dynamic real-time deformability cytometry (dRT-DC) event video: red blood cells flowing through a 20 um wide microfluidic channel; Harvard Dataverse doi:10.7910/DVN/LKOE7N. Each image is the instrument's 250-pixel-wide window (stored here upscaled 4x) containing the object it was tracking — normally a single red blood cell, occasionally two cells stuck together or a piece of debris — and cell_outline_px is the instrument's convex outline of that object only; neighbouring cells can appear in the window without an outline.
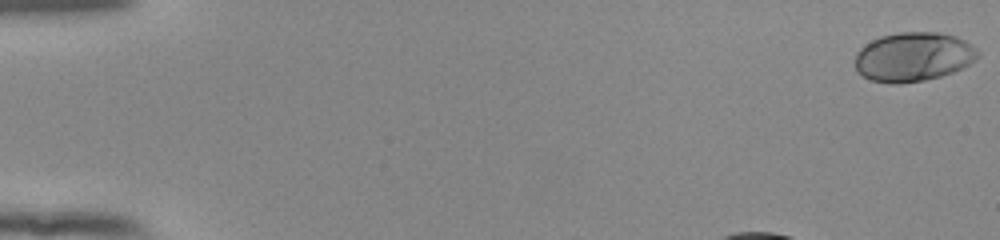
{"species": "human", "species_latin": "Homo sapiens", "temperature_condition": "room temperature", "stored_images_in_passage": 42, "camera_frame_rate_fps": 3000, "um_per_image_px": 0.085, "donor": {"sex": "female"}, "frame": {"image": 1, "passage_image": 1, "time_ms": 0.0, "image_size_px": [1000, 240], "cell_outline_px": [[980, 56], [976, 60], [952, 72], [940, 76], [924, 80], [900, 84], [896, 84], [872, 80], [856, 72], [856, 52], [864, 44], [880, 36], [900, 32], [940, 32], [956, 36], [964, 40], [976, 48], [980, 52]], "centroid_in_image_um": [77.63, 4.82], "position_along_channel_um": 7.4, "area_um2": 35.26}}
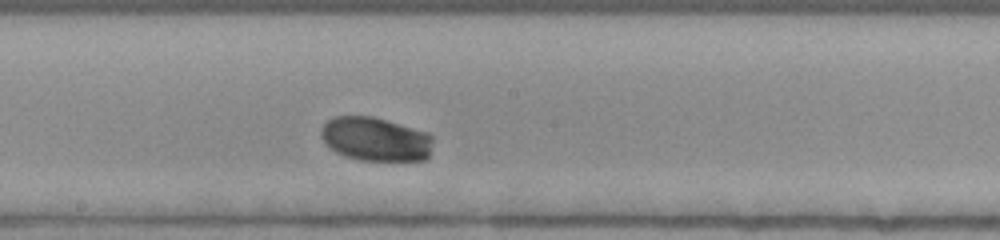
{"frame": {"image": 2, "passage_image": 26, "time_ms": 8.333, "image_size_px": [1000, 240], "cell_outline_px": [[432, 140], [428, 160], [360, 160], [344, 156], [336, 152], [324, 144], [320, 136], [320, 128], [332, 116], [372, 116], [428, 132], [432, 136]], "centroid_in_image_um": [31.88, 11.82], "position_along_channel_um": 216.3, "area_um2": 28.84}}
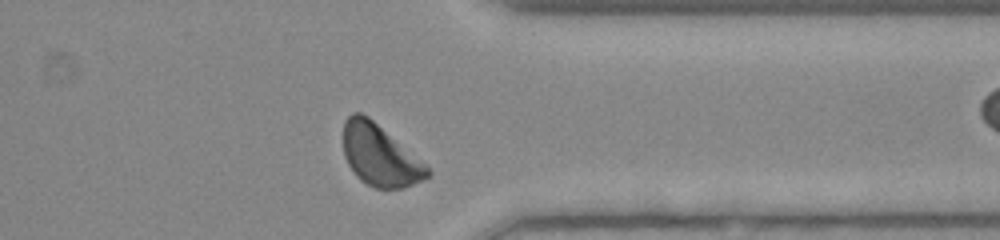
{"frame": {"image": 3, "passage_image": 39, "time_ms": 12.667, "image_size_px": [1000, 240], "cell_outline_px": [[432, 176], [404, 188], [376, 188], [360, 180], [356, 176], [348, 164], [344, 156], [344, 120], [352, 112], [360, 112], [368, 116], [424, 164], [432, 172]], "centroid_in_image_um": [32.26, 13.21], "position_along_channel_um": 379.1, "area_um2": 29.59}}